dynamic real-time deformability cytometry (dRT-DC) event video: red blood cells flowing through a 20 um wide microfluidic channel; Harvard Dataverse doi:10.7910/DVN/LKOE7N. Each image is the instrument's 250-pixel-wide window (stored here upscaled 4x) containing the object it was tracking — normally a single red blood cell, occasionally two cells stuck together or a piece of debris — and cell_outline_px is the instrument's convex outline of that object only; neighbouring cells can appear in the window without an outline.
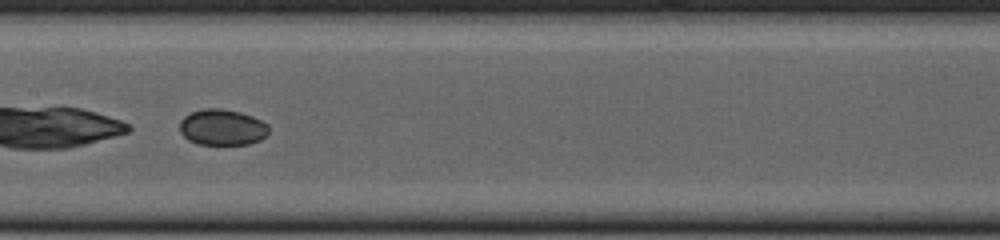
{"species": "common noctule bat (a hibernating species)", "species_latin": "Nyctalus noctula", "temperature_condition": "cold", "stored_images_in_passage": 50, "camera_frame_rate_fps": 3000, "um_per_image_px": 0.085, "animal": {"sex": "female", "body_mass_g": 23.0, "forearm_length_mm": 53.4}, "frame": {"image": 1, "passage_image": 25, "time_ms": 8.0, "image_size_px": [1000, 240], "cell_outline_px": [[268, 132], [260, 140], [248, 144], [200, 144], [188, 140], [180, 132], [180, 120], [184, 116], [192, 112], [204, 108], [220, 108], [240, 112], [252, 116], [268, 124]], "centroid_in_image_um": [18.88, 10.81], "position_along_channel_um": 188.5, "area_um2": 18.61}}
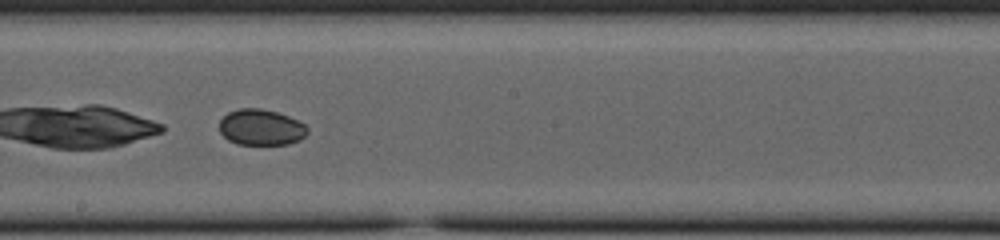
{"frame": {"image": 2, "passage_image": 28, "time_ms": 9.0, "image_size_px": [1000, 240], "cell_outline_px": [[308, 132], [300, 140], [288, 144], [236, 144], [228, 140], [220, 132], [220, 120], [228, 112], [240, 108], [260, 108], [276, 112], [288, 116], [304, 124], [308, 128]], "centroid_in_image_um": [22.18, 10.82], "position_along_channel_um": 226.0, "area_um2": 18.38}}
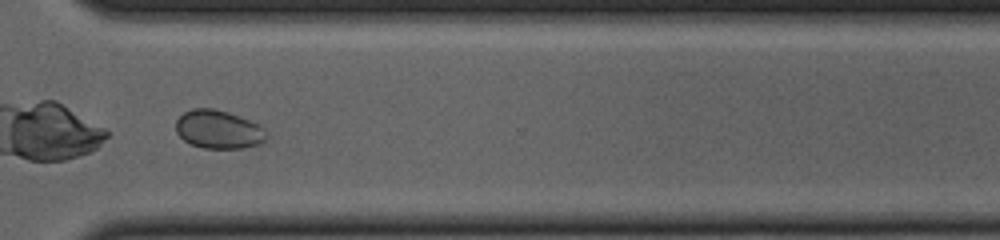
{"frame": {"image": 3, "passage_image": 38, "time_ms": 12.333, "image_size_px": [1000, 240], "cell_outline_px": [[268, 136], [260, 144], [240, 148], [204, 148], [192, 144], [184, 140], [176, 132], [176, 120], [184, 112], [192, 108], [212, 108], [228, 112], [248, 120], [264, 128]], "centroid_in_image_um": [18.56, 11.0], "position_along_channel_um": 352.0, "area_um2": 20.11}}